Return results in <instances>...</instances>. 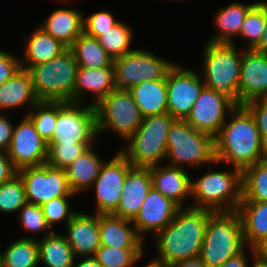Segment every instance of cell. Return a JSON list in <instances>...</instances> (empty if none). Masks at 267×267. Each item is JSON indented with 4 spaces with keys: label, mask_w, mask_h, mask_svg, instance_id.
<instances>
[{
    "label": "cell",
    "mask_w": 267,
    "mask_h": 267,
    "mask_svg": "<svg viewBox=\"0 0 267 267\" xmlns=\"http://www.w3.org/2000/svg\"><path fill=\"white\" fill-rule=\"evenodd\" d=\"M53 231L44 238L37 239L39 263L44 267H72L75 256L65 234Z\"/></svg>",
    "instance_id": "obj_31"
},
{
    "label": "cell",
    "mask_w": 267,
    "mask_h": 267,
    "mask_svg": "<svg viewBox=\"0 0 267 267\" xmlns=\"http://www.w3.org/2000/svg\"><path fill=\"white\" fill-rule=\"evenodd\" d=\"M255 256L259 258L262 262L267 263V239L261 241L254 247Z\"/></svg>",
    "instance_id": "obj_52"
},
{
    "label": "cell",
    "mask_w": 267,
    "mask_h": 267,
    "mask_svg": "<svg viewBox=\"0 0 267 267\" xmlns=\"http://www.w3.org/2000/svg\"><path fill=\"white\" fill-rule=\"evenodd\" d=\"M265 30L264 0L258 1L247 13L241 25L239 39L245 40V49H253L260 41Z\"/></svg>",
    "instance_id": "obj_39"
},
{
    "label": "cell",
    "mask_w": 267,
    "mask_h": 267,
    "mask_svg": "<svg viewBox=\"0 0 267 267\" xmlns=\"http://www.w3.org/2000/svg\"><path fill=\"white\" fill-rule=\"evenodd\" d=\"M235 106L226 94L204 87L186 121L197 131L215 138Z\"/></svg>",
    "instance_id": "obj_16"
},
{
    "label": "cell",
    "mask_w": 267,
    "mask_h": 267,
    "mask_svg": "<svg viewBox=\"0 0 267 267\" xmlns=\"http://www.w3.org/2000/svg\"><path fill=\"white\" fill-rule=\"evenodd\" d=\"M237 211L243 224L247 247L254 248L267 239V202L241 201Z\"/></svg>",
    "instance_id": "obj_29"
},
{
    "label": "cell",
    "mask_w": 267,
    "mask_h": 267,
    "mask_svg": "<svg viewBox=\"0 0 267 267\" xmlns=\"http://www.w3.org/2000/svg\"><path fill=\"white\" fill-rule=\"evenodd\" d=\"M79 102H58V116L49 144H96L98 135L94 106Z\"/></svg>",
    "instance_id": "obj_10"
},
{
    "label": "cell",
    "mask_w": 267,
    "mask_h": 267,
    "mask_svg": "<svg viewBox=\"0 0 267 267\" xmlns=\"http://www.w3.org/2000/svg\"><path fill=\"white\" fill-rule=\"evenodd\" d=\"M113 12L108 10H100L91 15L84 13L83 16V32L87 35L98 38L103 32L112 28L120 20L115 19Z\"/></svg>",
    "instance_id": "obj_43"
},
{
    "label": "cell",
    "mask_w": 267,
    "mask_h": 267,
    "mask_svg": "<svg viewBox=\"0 0 267 267\" xmlns=\"http://www.w3.org/2000/svg\"><path fill=\"white\" fill-rule=\"evenodd\" d=\"M17 174L6 151L0 150V184L10 180Z\"/></svg>",
    "instance_id": "obj_47"
},
{
    "label": "cell",
    "mask_w": 267,
    "mask_h": 267,
    "mask_svg": "<svg viewBox=\"0 0 267 267\" xmlns=\"http://www.w3.org/2000/svg\"><path fill=\"white\" fill-rule=\"evenodd\" d=\"M83 16L76 8L58 7L38 26L69 48L83 33Z\"/></svg>",
    "instance_id": "obj_24"
},
{
    "label": "cell",
    "mask_w": 267,
    "mask_h": 267,
    "mask_svg": "<svg viewBox=\"0 0 267 267\" xmlns=\"http://www.w3.org/2000/svg\"><path fill=\"white\" fill-rule=\"evenodd\" d=\"M0 267H4V265H3V260H2V257H1V254H0Z\"/></svg>",
    "instance_id": "obj_57"
},
{
    "label": "cell",
    "mask_w": 267,
    "mask_h": 267,
    "mask_svg": "<svg viewBox=\"0 0 267 267\" xmlns=\"http://www.w3.org/2000/svg\"><path fill=\"white\" fill-rule=\"evenodd\" d=\"M18 212L20 226L26 231V234L43 233L42 238H44L54 231L47 224L41 206L26 202Z\"/></svg>",
    "instance_id": "obj_41"
},
{
    "label": "cell",
    "mask_w": 267,
    "mask_h": 267,
    "mask_svg": "<svg viewBox=\"0 0 267 267\" xmlns=\"http://www.w3.org/2000/svg\"><path fill=\"white\" fill-rule=\"evenodd\" d=\"M209 169L200 177H191V207L212 212L237 211L242 200V171ZM230 169V170H229Z\"/></svg>",
    "instance_id": "obj_3"
},
{
    "label": "cell",
    "mask_w": 267,
    "mask_h": 267,
    "mask_svg": "<svg viewBox=\"0 0 267 267\" xmlns=\"http://www.w3.org/2000/svg\"><path fill=\"white\" fill-rule=\"evenodd\" d=\"M95 144H48L49 166L66 169L74 160Z\"/></svg>",
    "instance_id": "obj_40"
},
{
    "label": "cell",
    "mask_w": 267,
    "mask_h": 267,
    "mask_svg": "<svg viewBox=\"0 0 267 267\" xmlns=\"http://www.w3.org/2000/svg\"><path fill=\"white\" fill-rule=\"evenodd\" d=\"M26 115L31 119L40 136L49 144L57 122L58 102L39 101L28 110Z\"/></svg>",
    "instance_id": "obj_36"
},
{
    "label": "cell",
    "mask_w": 267,
    "mask_h": 267,
    "mask_svg": "<svg viewBox=\"0 0 267 267\" xmlns=\"http://www.w3.org/2000/svg\"><path fill=\"white\" fill-rule=\"evenodd\" d=\"M24 41L20 66L25 69L58 57L68 49L64 44L54 39L38 26L24 38Z\"/></svg>",
    "instance_id": "obj_26"
},
{
    "label": "cell",
    "mask_w": 267,
    "mask_h": 267,
    "mask_svg": "<svg viewBox=\"0 0 267 267\" xmlns=\"http://www.w3.org/2000/svg\"><path fill=\"white\" fill-rule=\"evenodd\" d=\"M267 97V53L243 50L237 105Z\"/></svg>",
    "instance_id": "obj_18"
},
{
    "label": "cell",
    "mask_w": 267,
    "mask_h": 267,
    "mask_svg": "<svg viewBox=\"0 0 267 267\" xmlns=\"http://www.w3.org/2000/svg\"><path fill=\"white\" fill-rule=\"evenodd\" d=\"M179 208L171 199L152 187L132 223L139 236L145 241L147 234L155 236L171 223Z\"/></svg>",
    "instance_id": "obj_17"
},
{
    "label": "cell",
    "mask_w": 267,
    "mask_h": 267,
    "mask_svg": "<svg viewBox=\"0 0 267 267\" xmlns=\"http://www.w3.org/2000/svg\"><path fill=\"white\" fill-rule=\"evenodd\" d=\"M8 51L0 50V85L11 78L20 66V59Z\"/></svg>",
    "instance_id": "obj_45"
},
{
    "label": "cell",
    "mask_w": 267,
    "mask_h": 267,
    "mask_svg": "<svg viewBox=\"0 0 267 267\" xmlns=\"http://www.w3.org/2000/svg\"><path fill=\"white\" fill-rule=\"evenodd\" d=\"M262 158L267 160V137L263 140Z\"/></svg>",
    "instance_id": "obj_55"
},
{
    "label": "cell",
    "mask_w": 267,
    "mask_h": 267,
    "mask_svg": "<svg viewBox=\"0 0 267 267\" xmlns=\"http://www.w3.org/2000/svg\"><path fill=\"white\" fill-rule=\"evenodd\" d=\"M17 173L24 183L28 203L41 206L53 198L77 196L69 187L65 169L44 164L26 167Z\"/></svg>",
    "instance_id": "obj_13"
},
{
    "label": "cell",
    "mask_w": 267,
    "mask_h": 267,
    "mask_svg": "<svg viewBox=\"0 0 267 267\" xmlns=\"http://www.w3.org/2000/svg\"><path fill=\"white\" fill-rule=\"evenodd\" d=\"M151 188L150 167L132 166L124 180L119 205L112 215L133 220Z\"/></svg>",
    "instance_id": "obj_19"
},
{
    "label": "cell",
    "mask_w": 267,
    "mask_h": 267,
    "mask_svg": "<svg viewBox=\"0 0 267 267\" xmlns=\"http://www.w3.org/2000/svg\"><path fill=\"white\" fill-rule=\"evenodd\" d=\"M255 118L262 140L267 137V97L258 98L245 104Z\"/></svg>",
    "instance_id": "obj_44"
},
{
    "label": "cell",
    "mask_w": 267,
    "mask_h": 267,
    "mask_svg": "<svg viewBox=\"0 0 267 267\" xmlns=\"http://www.w3.org/2000/svg\"><path fill=\"white\" fill-rule=\"evenodd\" d=\"M175 63L148 49H134L113 59L115 87L129 90L143 81L164 79Z\"/></svg>",
    "instance_id": "obj_11"
},
{
    "label": "cell",
    "mask_w": 267,
    "mask_h": 267,
    "mask_svg": "<svg viewBox=\"0 0 267 267\" xmlns=\"http://www.w3.org/2000/svg\"><path fill=\"white\" fill-rule=\"evenodd\" d=\"M131 167L120 151L103 163L92 185L95 190V214H112L117 209L124 180Z\"/></svg>",
    "instance_id": "obj_15"
},
{
    "label": "cell",
    "mask_w": 267,
    "mask_h": 267,
    "mask_svg": "<svg viewBox=\"0 0 267 267\" xmlns=\"http://www.w3.org/2000/svg\"><path fill=\"white\" fill-rule=\"evenodd\" d=\"M174 120L168 112L143 117L142 124L119 151L135 167L162 164L167 156L168 132Z\"/></svg>",
    "instance_id": "obj_6"
},
{
    "label": "cell",
    "mask_w": 267,
    "mask_h": 267,
    "mask_svg": "<svg viewBox=\"0 0 267 267\" xmlns=\"http://www.w3.org/2000/svg\"><path fill=\"white\" fill-rule=\"evenodd\" d=\"M171 267H206L200 256L192 257L171 265Z\"/></svg>",
    "instance_id": "obj_51"
},
{
    "label": "cell",
    "mask_w": 267,
    "mask_h": 267,
    "mask_svg": "<svg viewBox=\"0 0 267 267\" xmlns=\"http://www.w3.org/2000/svg\"><path fill=\"white\" fill-rule=\"evenodd\" d=\"M168 165L184 168H198L217 164L214 138L197 131L186 120L175 119L168 132ZM191 166V167H190Z\"/></svg>",
    "instance_id": "obj_8"
},
{
    "label": "cell",
    "mask_w": 267,
    "mask_h": 267,
    "mask_svg": "<svg viewBox=\"0 0 267 267\" xmlns=\"http://www.w3.org/2000/svg\"><path fill=\"white\" fill-rule=\"evenodd\" d=\"M94 108L98 135L110 130L125 143L143 121V116L128 90H113L102 98Z\"/></svg>",
    "instance_id": "obj_9"
},
{
    "label": "cell",
    "mask_w": 267,
    "mask_h": 267,
    "mask_svg": "<svg viewBox=\"0 0 267 267\" xmlns=\"http://www.w3.org/2000/svg\"><path fill=\"white\" fill-rule=\"evenodd\" d=\"M48 147V143L37 132L31 119L24 115L18 125H14L12 140L6 153L18 171L47 164Z\"/></svg>",
    "instance_id": "obj_14"
},
{
    "label": "cell",
    "mask_w": 267,
    "mask_h": 267,
    "mask_svg": "<svg viewBox=\"0 0 267 267\" xmlns=\"http://www.w3.org/2000/svg\"><path fill=\"white\" fill-rule=\"evenodd\" d=\"M256 3L257 1L247 4L233 1L226 7L220 8L213 19L216 34H213V37L209 38L208 41L235 44V37H239L241 25L247 13Z\"/></svg>",
    "instance_id": "obj_27"
},
{
    "label": "cell",
    "mask_w": 267,
    "mask_h": 267,
    "mask_svg": "<svg viewBox=\"0 0 267 267\" xmlns=\"http://www.w3.org/2000/svg\"><path fill=\"white\" fill-rule=\"evenodd\" d=\"M143 117L168 112L166 77L143 81L128 90Z\"/></svg>",
    "instance_id": "obj_30"
},
{
    "label": "cell",
    "mask_w": 267,
    "mask_h": 267,
    "mask_svg": "<svg viewBox=\"0 0 267 267\" xmlns=\"http://www.w3.org/2000/svg\"><path fill=\"white\" fill-rule=\"evenodd\" d=\"M78 67L97 69L113 66V58L100 45L97 38L83 32L68 48Z\"/></svg>",
    "instance_id": "obj_32"
},
{
    "label": "cell",
    "mask_w": 267,
    "mask_h": 267,
    "mask_svg": "<svg viewBox=\"0 0 267 267\" xmlns=\"http://www.w3.org/2000/svg\"><path fill=\"white\" fill-rule=\"evenodd\" d=\"M131 25L119 21L109 30L103 32L97 39L105 51L113 58H117L133 51L131 44L134 32Z\"/></svg>",
    "instance_id": "obj_35"
},
{
    "label": "cell",
    "mask_w": 267,
    "mask_h": 267,
    "mask_svg": "<svg viewBox=\"0 0 267 267\" xmlns=\"http://www.w3.org/2000/svg\"><path fill=\"white\" fill-rule=\"evenodd\" d=\"M54 1H57V2H59V3H61V2H62V3H64V2H66V3H67V2H72L71 0H54Z\"/></svg>",
    "instance_id": "obj_56"
},
{
    "label": "cell",
    "mask_w": 267,
    "mask_h": 267,
    "mask_svg": "<svg viewBox=\"0 0 267 267\" xmlns=\"http://www.w3.org/2000/svg\"><path fill=\"white\" fill-rule=\"evenodd\" d=\"M204 44L200 75L205 87L226 94L237 105L244 49L239 50L234 43L208 41Z\"/></svg>",
    "instance_id": "obj_5"
},
{
    "label": "cell",
    "mask_w": 267,
    "mask_h": 267,
    "mask_svg": "<svg viewBox=\"0 0 267 267\" xmlns=\"http://www.w3.org/2000/svg\"><path fill=\"white\" fill-rule=\"evenodd\" d=\"M26 202L25 186L18 173L10 180L0 184L1 213L15 214Z\"/></svg>",
    "instance_id": "obj_38"
},
{
    "label": "cell",
    "mask_w": 267,
    "mask_h": 267,
    "mask_svg": "<svg viewBox=\"0 0 267 267\" xmlns=\"http://www.w3.org/2000/svg\"><path fill=\"white\" fill-rule=\"evenodd\" d=\"M105 160L91 146L83 155L74 160L66 169V177L71 191L78 195L90 189Z\"/></svg>",
    "instance_id": "obj_28"
},
{
    "label": "cell",
    "mask_w": 267,
    "mask_h": 267,
    "mask_svg": "<svg viewBox=\"0 0 267 267\" xmlns=\"http://www.w3.org/2000/svg\"><path fill=\"white\" fill-rule=\"evenodd\" d=\"M4 267H38L39 249L35 237L22 236L0 250Z\"/></svg>",
    "instance_id": "obj_33"
},
{
    "label": "cell",
    "mask_w": 267,
    "mask_h": 267,
    "mask_svg": "<svg viewBox=\"0 0 267 267\" xmlns=\"http://www.w3.org/2000/svg\"><path fill=\"white\" fill-rule=\"evenodd\" d=\"M211 213L210 210L191 206L179 208L172 222L153 237L155 258L172 265L200 256Z\"/></svg>",
    "instance_id": "obj_2"
},
{
    "label": "cell",
    "mask_w": 267,
    "mask_h": 267,
    "mask_svg": "<svg viewBox=\"0 0 267 267\" xmlns=\"http://www.w3.org/2000/svg\"><path fill=\"white\" fill-rule=\"evenodd\" d=\"M38 102L33 91L30 73L25 68H20L0 85V113L27 106L30 110Z\"/></svg>",
    "instance_id": "obj_25"
},
{
    "label": "cell",
    "mask_w": 267,
    "mask_h": 267,
    "mask_svg": "<svg viewBox=\"0 0 267 267\" xmlns=\"http://www.w3.org/2000/svg\"><path fill=\"white\" fill-rule=\"evenodd\" d=\"M267 202V160L242 171V200Z\"/></svg>",
    "instance_id": "obj_34"
},
{
    "label": "cell",
    "mask_w": 267,
    "mask_h": 267,
    "mask_svg": "<svg viewBox=\"0 0 267 267\" xmlns=\"http://www.w3.org/2000/svg\"><path fill=\"white\" fill-rule=\"evenodd\" d=\"M264 23L265 30L263 35L257 45L253 48L255 52L267 53V0L264 1Z\"/></svg>",
    "instance_id": "obj_49"
},
{
    "label": "cell",
    "mask_w": 267,
    "mask_h": 267,
    "mask_svg": "<svg viewBox=\"0 0 267 267\" xmlns=\"http://www.w3.org/2000/svg\"><path fill=\"white\" fill-rule=\"evenodd\" d=\"M72 267H103V266L94 257H79L75 258Z\"/></svg>",
    "instance_id": "obj_50"
},
{
    "label": "cell",
    "mask_w": 267,
    "mask_h": 267,
    "mask_svg": "<svg viewBox=\"0 0 267 267\" xmlns=\"http://www.w3.org/2000/svg\"><path fill=\"white\" fill-rule=\"evenodd\" d=\"M145 248H113L100 246L94 258L103 267H133L144 255Z\"/></svg>",
    "instance_id": "obj_37"
},
{
    "label": "cell",
    "mask_w": 267,
    "mask_h": 267,
    "mask_svg": "<svg viewBox=\"0 0 267 267\" xmlns=\"http://www.w3.org/2000/svg\"><path fill=\"white\" fill-rule=\"evenodd\" d=\"M152 187L171 199L180 208L190 207L185 205L186 198H191V173L184 168L168 164L150 167Z\"/></svg>",
    "instance_id": "obj_21"
},
{
    "label": "cell",
    "mask_w": 267,
    "mask_h": 267,
    "mask_svg": "<svg viewBox=\"0 0 267 267\" xmlns=\"http://www.w3.org/2000/svg\"><path fill=\"white\" fill-rule=\"evenodd\" d=\"M214 138L217 164L241 171L261 161L263 140L254 116L245 105H236Z\"/></svg>",
    "instance_id": "obj_1"
},
{
    "label": "cell",
    "mask_w": 267,
    "mask_h": 267,
    "mask_svg": "<svg viewBox=\"0 0 267 267\" xmlns=\"http://www.w3.org/2000/svg\"><path fill=\"white\" fill-rule=\"evenodd\" d=\"M115 89L113 66L97 69L78 67L74 89V102L84 103L86 94L89 96L90 93L92 99L89 104L95 106L102 98Z\"/></svg>",
    "instance_id": "obj_22"
},
{
    "label": "cell",
    "mask_w": 267,
    "mask_h": 267,
    "mask_svg": "<svg viewBox=\"0 0 267 267\" xmlns=\"http://www.w3.org/2000/svg\"><path fill=\"white\" fill-rule=\"evenodd\" d=\"M93 214L78 211L65 225V237L76 258L94 257L101 246L99 214Z\"/></svg>",
    "instance_id": "obj_20"
},
{
    "label": "cell",
    "mask_w": 267,
    "mask_h": 267,
    "mask_svg": "<svg viewBox=\"0 0 267 267\" xmlns=\"http://www.w3.org/2000/svg\"><path fill=\"white\" fill-rule=\"evenodd\" d=\"M246 247L238 211L212 212L209 215L200 252L206 267H220Z\"/></svg>",
    "instance_id": "obj_4"
},
{
    "label": "cell",
    "mask_w": 267,
    "mask_h": 267,
    "mask_svg": "<svg viewBox=\"0 0 267 267\" xmlns=\"http://www.w3.org/2000/svg\"><path fill=\"white\" fill-rule=\"evenodd\" d=\"M167 110L175 119L186 120L205 87L200 73L177 62L166 75Z\"/></svg>",
    "instance_id": "obj_12"
},
{
    "label": "cell",
    "mask_w": 267,
    "mask_h": 267,
    "mask_svg": "<svg viewBox=\"0 0 267 267\" xmlns=\"http://www.w3.org/2000/svg\"><path fill=\"white\" fill-rule=\"evenodd\" d=\"M247 248H244L240 253L231 257L225 261L220 267H250V262H248V257L246 256L248 252Z\"/></svg>",
    "instance_id": "obj_48"
},
{
    "label": "cell",
    "mask_w": 267,
    "mask_h": 267,
    "mask_svg": "<svg viewBox=\"0 0 267 267\" xmlns=\"http://www.w3.org/2000/svg\"><path fill=\"white\" fill-rule=\"evenodd\" d=\"M152 260L147 265L145 264V266H142V267H171V264H168L157 258H153Z\"/></svg>",
    "instance_id": "obj_54"
},
{
    "label": "cell",
    "mask_w": 267,
    "mask_h": 267,
    "mask_svg": "<svg viewBox=\"0 0 267 267\" xmlns=\"http://www.w3.org/2000/svg\"><path fill=\"white\" fill-rule=\"evenodd\" d=\"M100 242L113 248H145L132 220L112 214H99Z\"/></svg>",
    "instance_id": "obj_23"
},
{
    "label": "cell",
    "mask_w": 267,
    "mask_h": 267,
    "mask_svg": "<svg viewBox=\"0 0 267 267\" xmlns=\"http://www.w3.org/2000/svg\"><path fill=\"white\" fill-rule=\"evenodd\" d=\"M7 113H0V150L6 151L12 140L14 122H11Z\"/></svg>",
    "instance_id": "obj_46"
},
{
    "label": "cell",
    "mask_w": 267,
    "mask_h": 267,
    "mask_svg": "<svg viewBox=\"0 0 267 267\" xmlns=\"http://www.w3.org/2000/svg\"><path fill=\"white\" fill-rule=\"evenodd\" d=\"M73 196H62L51 199L49 202L41 205L42 213L46 218V222L49 227L53 229L54 225H58V223L64 222L67 224L73 216L78 212V210H73L70 207V203L68 200Z\"/></svg>",
    "instance_id": "obj_42"
},
{
    "label": "cell",
    "mask_w": 267,
    "mask_h": 267,
    "mask_svg": "<svg viewBox=\"0 0 267 267\" xmlns=\"http://www.w3.org/2000/svg\"><path fill=\"white\" fill-rule=\"evenodd\" d=\"M77 69L78 63L69 49L58 57L28 68L36 98L39 101L74 102Z\"/></svg>",
    "instance_id": "obj_7"
},
{
    "label": "cell",
    "mask_w": 267,
    "mask_h": 267,
    "mask_svg": "<svg viewBox=\"0 0 267 267\" xmlns=\"http://www.w3.org/2000/svg\"><path fill=\"white\" fill-rule=\"evenodd\" d=\"M248 249H250L249 251H250V255H252L251 256V258L253 259H251V265H250V267H267V263L266 262H262L259 258H257L256 256H255V250H254V248H250V247H248Z\"/></svg>",
    "instance_id": "obj_53"
}]
</instances>
